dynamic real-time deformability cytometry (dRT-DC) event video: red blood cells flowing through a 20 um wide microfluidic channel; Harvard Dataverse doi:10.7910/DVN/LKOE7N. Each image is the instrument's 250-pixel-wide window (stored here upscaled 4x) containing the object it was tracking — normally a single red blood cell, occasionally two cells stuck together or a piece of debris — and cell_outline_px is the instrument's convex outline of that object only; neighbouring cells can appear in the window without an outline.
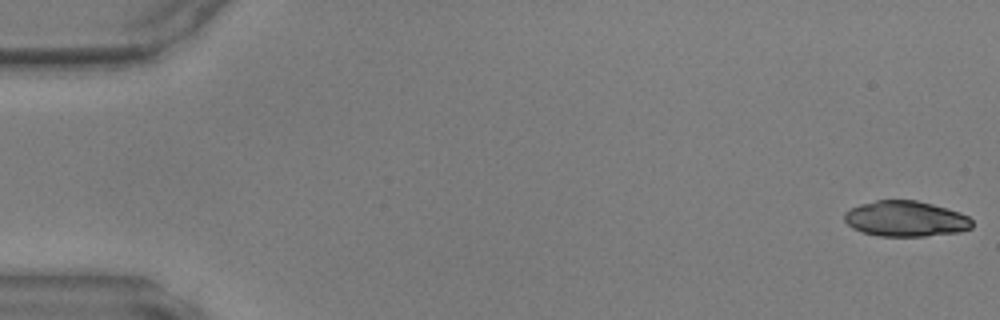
{"species": "common noctule bat (a hibernating species)", "species_latin": "Nyctalus noctula", "temperature_condition": "warm", "stored_images_in_passage": 47, "camera_frame_rate_fps": 3000, "um_per_image_px": 0.085, "animal": {"sex": "male", "body_mass_g": 17.9, "forearm_length_mm": 54.2}, "frame": {"image": 1, "passage_image": 1, "time_ms": 0.0, "image_size_px": [1000, 320], "cell_outline_px": [[972, 228], [960, 232], [924, 236], [880, 236], [864, 232], [852, 228], [844, 220], [844, 212], [860, 204], [876, 200], [916, 200], [948, 208], [960, 212], [968, 216], [972, 220]], "centroid_in_image_um": [77.0, 18.59], "position_along_channel_um": 8.0, "area_um2": 26.53}}
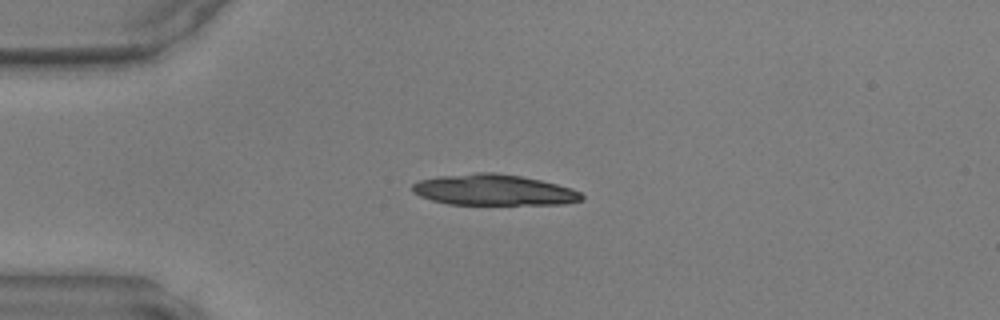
{"frame": {"image": 2, "passage_image": 12, "time_ms": 3.667, "image_size_px": [1000, 320], "cell_outline_px": [[584, 200], [564, 204], [448, 204], [432, 200], [420, 196], [412, 192], [412, 184], [420, 180], [440, 176], [476, 172], [496, 172], [520, 176], [540, 180], [572, 188], [580, 192], [584, 196]], "centroid_in_image_um": [41.98, 16.14], "position_along_channel_um": 43.0, "area_um2": 30.52}}